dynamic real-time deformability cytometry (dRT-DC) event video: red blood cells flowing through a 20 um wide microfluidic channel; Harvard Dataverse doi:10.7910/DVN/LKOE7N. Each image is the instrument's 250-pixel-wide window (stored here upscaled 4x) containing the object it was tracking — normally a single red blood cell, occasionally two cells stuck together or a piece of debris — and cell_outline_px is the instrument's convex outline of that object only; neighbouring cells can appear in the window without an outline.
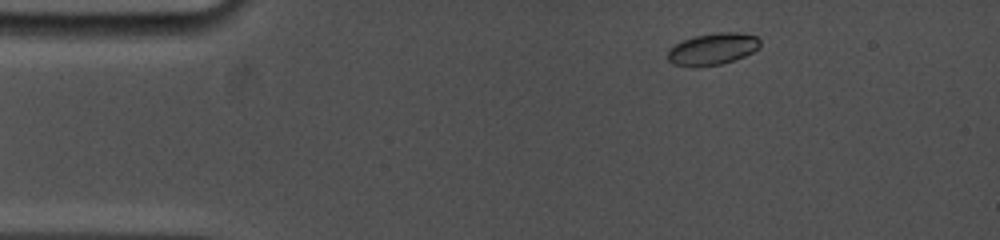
{"species": "common noctule bat (a hibernating species)", "species_latin": "Nyctalus noctula", "temperature_condition": "cold", "stored_images_in_passage": 3, "camera_frame_rate_fps": 5000, "um_per_image_px": 0.085, "animal": {"sex": "female", "body_mass_g": 19.0, "forearm_length_mm": 53.3}, "frame": {"image": 1, "passage_image": 1, "time_ms": 0.0, "image_size_px": [1000, 240], "cell_outline_px": [[760, 48], [744, 56], [720, 64], [696, 68], [688, 68], [672, 64], [668, 60], [668, 52], [676, 44], [684, 40], [696, 36], [716, 32], [736, 32], [756, 36], [760, 40]], "centroid_in_image_um": [60.57, 4.19], "position_along_channel_um": 24.4, "area_um2": 17.17}}